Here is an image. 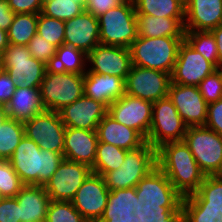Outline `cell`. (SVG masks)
Masks as SVG:
<instances>
[{"label": "cell", "instance_id": "6da1fadb", "mask_svg": "<svg viewBox=\"0 0 222 222\" xmlns=\"http://www.w3.org/2000/svg\"><path fill=\"white\" fill-rule=\"evenodd\" d=\"M135 190L141 222H182L183 196L158 167L141 179Z\"/></svg>", "mask_w": 222, "mask_h": 222}, {"label": "cell", "instance_id": "7a4b0ae2", "mask_svg": "<svg viewBox=\"0 0 222 222\" xmlns=\"http://www.w3.org/2000/svg\"><path fill=\"white\" fill-rule=\"evenodd\" d=\"M157 167L183 197L196 192L206 177L184 141L158 147Z\"/></svg>", "mask_w": 222, "mask_h": 222}, {"label": "cell", "instance_id": "3957f363", "mask_svg": "<svg viewBox=\"0 0 222 222\" xmlns=\"http://www.w3.org/2000/svg\"><path fill=\"white\" fill-rule=\"evenodd\" d=\"M63 159V154L41 149L24 135L8 161L24 185L44 186Z\"/></svg>", "mask_w": 222, "mask_h": 222}, {"label": "cell", "instance_id": "277c9868", "mask_svg": "<svg viewBox=\"0 0 222 222\" xmlns=\"http://www.w3.org/2000/svg\"><path fill=\"white\" fill-rule=\"evenodd\" d=\"M184 37H137L130 45L132 65L172 74Z\"/></svg>", "mask_w": 222, "mask_h": 222}, {"label": "cell", "instance_id": "5b68a950", "mask_svg": "<svg viewBox=\"0 0 222 222\" xmlns=\"http://www.w3.org/2000/svg\"><path fill=\"white\" fill-rule=\"evenodd\" d=\"M98 24L101 44L129 48L138 37L137 14L133 0H126L108 10L98 17Z\"/></svg>", "mask_w": 222, "mask_h": 222}, {"label": "cell", "instance_id": "8992f818", "mask_svg": "<svg viewBox=\"0 0 222 222\" xmlns=\"http://www.w3.org/2000/svg\"><path fill=\"white\" fill-rule=\"evenodd\" d=\"M156 167L157 149L146 142L137 149L128 150L121 166L106 173L103 178L110 191L136 187Z\"/></svg>", "mask_w": 222, "mask_h": 222}, {"label": "cell", "instance_id": "52a82bcc", "mask_svg": "<svg viewBox=\"0 0 222 222\" xmlns=\"http://www.w3.org/2000/svg\"><path fill=\"white\" fill-rule=\"evenodd\" d=\"M40 94L44 108L58 112L84 94V75L48 67L41 82Z\"/></svg>", "mask_w": 222, "mask_h": 222}, {"label": "cell", "instance_id": "ba28073f", "mask_svg": "<svg viewBox=\"0 0 222 222\" xmlns=\"http://www.w3.org/2000/svg\"><path fill=\"white\" fill-rule=\"evenodd\" d=\"M0 68L9 74L16 87L40 88L48 66L33 58L27 46L9 44L0 56Z\"/></svg>", "mask_w": 222, "mask_h": 222}, {"label": "cell", "instance_id": "9c48e42d", "mask_svg": "<svg viewBox=\"0 0 222 222\" xmlns=\"http://www.w3.org/2000/svg\"><path fill=\"white\" fill-rule=\"evenodd\" d=\"M183 141L205 175H222V136L206 126L187 127Z\"/></svg>", "mask_w": 222, "mask_h": 222}, {"label": "cell", "instance_id": "30bf717a", "mask_svg": "<svg viewBox=\"0 0 222 222\" xmlns=\"http://www.w3.org/2000/svg\"><path fill=\"white\" fill-rule=\"evenodd\" d=\"M187 126L167 96L153 103L152 121L146 142L155 149L167 142L183 141Z\"/></svg>", "mask_w": 222, "mask_h": 222}, {"label": "cell", "instance_id": "8fae6325", "mask_svg": "<svg viewBox=\"0 0 222 222\" xmlns=\"http://www.w3.org/2000/svg\"><path fill=\"white\" fill-rule=\"evenodd\" d=\"M24 134L41 149L63 154L66 126L57 111L45 110L23 122Z\"/></svg>", "mask_w": 222, "mask_h": 222}, {"label": "cell", "instance_id": "7c38bea8", "mask_svg": "<svg viewBox=\"0 0 222 222\" xmlns=\"http://www.w3.org/2000/svg\"><path fill=\"white\" fill-rule=\"evenodd\" d=\"M124 82L125 94L154 103L168 96L171 74L132 65Z\"/></svg>", "mask_w": 222, "mask_h": 222}, {"label": "cell", "instance_id": "4fadbf2b", "mask_svg": "<svg viewBox=\"0 0 222 222\" xmlns=\"http://www.w3.org/2000/svg\"><path fill=\"white\" fill-rule=\"evenodd\" d=\"M91 173L88 165L63 159L44 188L50 200L71 202Z\"/></svg>", "mask_w": 222, "mask_h": 222}, {"label": "cell", "instance_id": "5bb4252c", "mask_svg": "<svg viewBox=\"0 0 222 222\" xmlns=\"http://www.w3.org/2000/svg\"><path fill=\"white\" fill-rule=\"evenodd\" d=\"M153 103L128 94L108 107V114L117 122L138 131L147 139L152 121Z\"/></svg>", "mask_w": 222, "mask_h": 222}, {"label": "cell", "instance_id": "9a60e30c", "mask_svg": "<svg viewBox=\"0 0 222 222\" xmlns=\"http://www.w3.org/2000/svg\"><path fill=\"white\" fill-rule=\"evenodd\" d=\"M109 192L103 176L91 173L71 202L88 222H98L107 205Z\"/></svg>", "mask_w": 222, "mask_h": 222}, {"label": "cell", "instance_id": "2e32d148", "mask_svg": "<svg viewBox=\"0 0 222 222\" xmlns=\"http://www.w3.org/2000/svg\"><path fill=\"white\" fill-rule=\"evenodd\" d=\"M217 69L213 63L206 60L183 40L171 74V82L185 86H198L202 80Z\"/></svg>", "mask_w": 222, "mask_h": 222}, {"label": "cell", "instance_id": "e0dca14e", "mask_svg": "<svg viewBox=\"0 0 222 222\" xmlns=\"http://www.w3.org/2000/svg\"><path fill=\"white\" fill-rule=\"evenodd\" d=\"M168 97L187 127L205 126L208 104L200 94L198 86L170 83Z\"/></svg>", "mask_w": 222, "mask_h": 222}, {"label": "cell", "instance_id": "ac0fdd59", "mask_svg": "<svg viewBox=\"0 0 222 222\" xmlns=\"http://www.w3.org/2000/svg\"><path fill=\"white\" fill-rule=\"evenodd\" d=\"M87 69L102 75H115L124 81L132 62L129 48L99 43L89 54ZM90 64V65H89Z\"/></svg>", "mask_w": 222, "mask_h": 222}, {"label": "cell", "instance_id": "d6986e66", "mask_svg": "<svg viewBox=\"0 0 222 222\" xmlns=\"http://www.w3.org/2000/svg\"><path fill=\"white\" fill-rule=\"evenodd\" d=\"M58 112L66 127L96 130L99 122L107 114L108 107L83 94Z\"/></svg>", "mask_w": 222, "mask_h": 222}, {"label": "cell", "instance_id": "ffe728a7", "mask_svg": "<svg viewBox=\"0 0 222 222\" xmlns=\"http://www.w3.org/2000/svg\"><path fill=\"white\" fill-rule=\"evenodd\" d=\"M98 18L87 11L65 21L64 44L89 54L99 43Z\"/></svg>", "mask_w": 222, "mask_h": 222}, {"label": "cell", "instance_id": "44dd1931", "mask_svg": "<svg viewBox=\"0 0 222 222\" xmlns=\"http://www.w3.org/2000/svg\"><path fill=\"white\" fill-rule=\"evenodd\" d=\"M98 222H141L140 199L135 187L110 191Z\"/></svg>", "mask_w": 222, "mask_h": 222}, {"label": "cell", "instance_id": "7402d4cb", "mask_svg": "<svg viewBox=\"0 0 222 222\" xmlns=\"http://www.w3.org/2000/svg\"><path fill=\"white\" fill-rule=\"evenodd\" d=\"M98 136L96 130L66 127L64 159L93 167L96 158Z\"/></svg>", "mask_w": 222, "mask_h": 222}, {"label": "cell", "instance_id": "603a6c76", "mask_svg": "<svg viewBox=\"0 0 222 222\" xmlns=\"http://www.w3.org/2000/svg\"><path fill=\"white\" fill-rule=\"evenodd\" d=\"M222 24V0H190L185 6V31H211Z\"/></svg>", "mask_w": 222, "mask_h": 222}, {"label": "cell", "instance_id": "cb8c5ba5", "mask_svg": "<svg viewBox=\"0 0 222 222\" xmlns=\"http://www.w3.org/2000/svg\"><path fill=\"white\" fill-rule=\"evenodd\" d=\"M96 133L98 142L112 144L124 150H134L146 143L136 130L117 122L108 113L99 122Z\"/></svg>", "mask_w": 222, "mask_h": 222}, {"label": "cell", "instance_id": "d4e9b609", "mask_svg": "<svg viewBox=\"0 0 222 222\" xmlns=\"http://www.w3.org/2000/svg\"><path fill=\"white\" fill-rule=\"evenodd\" d=\"M182 210L222 212V175H206L196 192L183 197Z\"/></svg>", "mask_w": 222, "mask_h": 222}, {"label": "cell", "instance_id": "484cf974", "mask_svg": "<svg viewBox=\"0 0 222 222\" xmlns=\"http://www.w3.org/2000/svg\"><path fill=\"white\" fill-rule=\"evenodd\" d=\"M125 94V82L122 78L90 72L84 74V95L110 106Z\"/></svg>", "mask_w": 222, "mask_h": 222}, {"label": "cell", "instance_id": "4316f807", "mask_svg": "<svg viewBox=\"0 0 222 222\" xmlns=\"http://www.w3.org/2000/svg\"><path fill=\"white\" fill-rule=\"evenodd\" d=\"M20 222H45L50 198L44 186L24 185L15 196Z\"/></svg>", "mask_w": 222, "mask_h": 222}, {"label": "cell", "instance_id": "83f0119b", "mask_svg": "<svg viewBox=\"0 0 222 222\" xmlns=\"http://www.w3.org/2000/svg\"><path fill=\"white\" fill-rule=\"evenodd\" d=\"M8 118L21 122L31 119L46 109L43 106L40 88L16 87L9 103L6 105Z\"/></svg>", "mask_w": 222, "mask_h": 222}, {"label": "cell", "instance_id": "f1b7e54d", "mask_svg": "<svg viewBox=\"0 0 222 222\" xmlns=\"http://www.w3.org/2000/svg\"><path fill=\"white\" fill-rule=\"evenodd\" d=\"M185 18H161L147 14H137L139 37H184Z\"/></svg>", "mask_w": 222, "mask_h": 222}, {"label": "cell", "instance_id": "f546056e", "mask_svg": "<svg viewBox=\"0 0 222 222\" xmlns=\"http://www.w3.org/2000/svg\"><path fill=\"white\" fill-rule=\"evenodd\" d=\"M88 54L84 51L62 44L56 50L51 67L58 71L84 75L87 71Z\"/></svg>", "mask_w": 222, "mask_h": 222}, {"label": "cell", "instance_id": "4dcf8cb0", "mask_svg": "<svg viewBox=\"0 0 222 222\" xmlns=\"http://www.w3.org/2000/svg\"><path fill=\"white\" fill-rule=\"evenodd\" d=\"M136 14L161 18H185V7L178 0H133Z\"/></svg>", "mask_w": 222, "mask_h": 222}, {"label": "cell", "instance_id": "1f68e13d", "mask_svg": "<svg viewBox=\"0 0 222 222\" xmlns=\"http://www.w3.org/2000/svg\"><path fill=\"white\" fill-rule=\"evenodd\" d=\"M127 151L112 144L98 142L92 173L104 176L112 170H117L125 160Z\"/></svg>", "mask_w": 222, "mask_h": 222}, {"label": "cell", "instance_id": "d6a6232c", "mask_svg": "<svg viewBox=\"0 0 222 222\" xmlns=\"http://www.w3.org/2000/svg\"><path fill=\"white\" fill-rule=\"evenodd\" d=\"M39 14H15L7 30L9 44L26 46L37 33Z\"/></svg>", "mask_w": 222, "mask_h": 222}, {"label": "cell", "instance_id": "836d02e7", "mask_svg": "<svg viewBox=\"0 0 222 222\" xmlns=\"http://www.w3.org/2000/svg\"><path fill=\"white\" fill-rule=\"evenodd\" d=\"M24 124L7 118L0 126V160H8L24 136Z\"/></svg>", "mask_w": 222, "mask_h": 222}, {"label": "cell", "instance_id": "e575fe53", "mask_svg": "<svg viewBox=\"0 0 222 222\" xmlns=\"http://www.w3.org/2000/svg\"><path fill=\"white\" fill-rule=\"evenodd\" d=\"M184 40L218 68V48L211 31H185Z\"/></svg>", "mask_w": 222, "mask_h": 222}, {"label": "cell", "instance_id": "d590c367", "mask_svg": "<svg viewBox=\"0 0 222 222\" xmlns=\"http://www.w3.org/2000/svg\"><path fill=\"white\" fill-rule=\"evenodd\" d=\"M84 4L76 0H43L41 13L51 18L67 21L80 15Z\"/></svg>", "mask_w": 222, "mask_h": 222}, {"label": "cell", "instance_id": "8d00e7d4", "mask_svg": "<svg viewBox=\"0 0 222 222\" xmlns=\"http://www.w3.org/2000/svg\"><path fill=\"white\" fill-rule=\"evenodd\" d=\"M37 33L58 48L64 44L65 22L40 12L37 21Z\"/></svg>", "mask_w": 222, "mask_h": 222}, {"label": "cell", "instance_id": "74e56055", "mask_svg": "<svg viewBox=\"0 0 222 222\" xmlns=\"http://www.w3.org/2000/svg\"><path fill=\"white\" fill-rule=\"evenodd\" d=\"M45 222H88L72 202L50 201Z\"/></svg>", "mask_w": 222, "mask_h": 222}, {"label": "cell", "instance_id": "f35d334b", "mask_svg": "<svg viewBox=\"0 0 222 222\" xmlns=\"http://www.w3.org/2000/svg\"><path fill=\"white\" fill-rule=\"evenodd\" d=\"M24 186L8 160H0V195L15 197Z\"/></svg>", "mask_w": 222, "mask_h": 222}, {"label": "cell", "instance_id": "ab89813d", "mask_svg": "<svg viewBox=\"0 0 222 222\" xmlns=\"http://www.w3.org/2000/svg\"><path fill=\"white\" fill-rule=\"evenodd\" d=\"M26 46L33 58L51 67L56 55V46L43 39L38 33Z\"/></svg>", "mask_w": 222, "mask_h": 222}, {"label": "cell", "instance_id": "60d3db41", "mask_svg": "<svg viewBox=\"0 0 222 222\" xmlns=\"http://www.w3.org/2000/svg\"><path fill=\"white\" fill-rule=\"evenodd\" d=\"M198 88L207 104L220 100L222 98V69L218 68L209 74L200 82Z\"/></svg>", "mask_w": 222, "mask_h": 222}, {"label": "cell", "instance_id": "b9f144b4", "mask_svg": "<svg viewBox=\"0 0 222 222\" xmlns=\"http://www.w3.org/2000/svg\"><path fill=\"white\" fill-rule=\"evenodd\" d=\"M19 203L15 197H5L0 201V222H20Z\"/></svg>", "mask_w": 222, "mask_h": 222}, {"label": "cell", "instance_id": "7bdbcfd3", "mask_svg": "<svg viewBox=\"0 0 222 222\" xmlns=\"http://www.w3.org/2000/svg\"><path fill=\"white\" fill-rule=\"evenodd\" d=\"M182 222H222V212L182 210Z\"/></svg>", "mask_w": 222, "mask_h": 222}, {"label": "cell", "instance_id": "ee69618b", "mask_svg": "<svg viewBox=\"0 0 222 222\" xmlns=\"http://www.w3.org/2000/svg\"><path fill=\"white\" fill-rule=\"evenodd\" d=\"M205 126L222 136V98L208 104Z\"/></svg>", "mask_w": 222, "mask_h": 222}, {"label": "cell", "instance_id": "f6af8a7d", "mask_svg": "<svg viewBox=\"0 0 222 222\" xmlns=\"http://www.w3.org/2000/svg\"><path fill=\"white\" fill-rule=\"evenodd\" d=\"M10 9L15 14H39L42 11L43 0H7Z\"/></svg>", "mask_w": 222, "mask_h": 222}, {"label": "cell", "instance_id": "bcb514c9", "mask_svg": "<svg viewBox=\"0 0 222 222\" xmlns=\"http://www.w3.org/2000/svg\"><path fill=\"white\" fill-rule=\"evenodd\" d=\"M125 1L126 0H86L84 9L98 18L108 10L119 6Z\"/></svg>", "mask_w": 222, "mask_h": 222}, {"label": "cell", "instance_id": "7dc6e473", "mask_svg": "<svg viewBox=\"0 0 222 222\" xmlns=\"http://www.w3.org/2000/svg\"><path fill=\"white\" fill-rule=\"evenodd\" d=\"M15 89L14 80L0 68V105L6 106L9 103Z\"/></svg>", "mask_w": 222, "mask_h": 222}, {"label": "cell", "instance_id": "c3c4849f", "mask_svg": "<svg viewBox=\"0 0 222 222\" xmlns=\"http://www.w3.org/2000/svg\"><path fill=\"white\" fill-rule=\"evenodd\" d=\"M15 13L10 9L7 0H0V28L8 30L13 22Z\"/></svg>", "mask_w": 222, "mask_h": 222}, {"label": "cell", "instance_id": "681fc988", "mask_svg": "<svg viewBox=\"0 0 222 222\" xmlns=\"http://www.w3.org/2000/svg\"><path fill=\"white\" fill-rule=\"evenodd\" d=\"M218 48V68L222 69V24L211 30Z\"/></svg>", "mask_w": 222, "mask_h": 222}, {"label": "cell", "instance_id": "f907efd6", "mask_svg": "<svg viewBox=\"0 0 222 222\" xmlns=\"http://www.w3.org/2000/svg\"><path fill=\"white\" fill-rule=\"evenodd\" d=\"M8 46H9V40H8L7 31L0 28V56L5 52Z\"/></svg>", "mask_w": 222, "mask_h": 222}, {"label": "cell", "instance_id": "816d5d0a", "mask_svg": "<svg viewBox=\"0 0 222 222\" xmlns=\"http://www.w3.org/2000/svg\"><path fill=\"white\" fill-rule=\"evenodd\" d=\"M8 118V112L6 106L0 105V126Z\"/></svg>", "mask_w": 222, "mask_h": 222}, {"label": "cell", "instance_id": "f5cc1de1", "mask_svg": "<svg viewBox=\"0 0 222 222\" xmlns=\"http://www.w3.org/2000/svg\"><path fill=\"white\" fill-rule=\"evenodd\" d=\"M184 7L190 0H178Z\"/></svg>", "mask_w": 222, "mask_h": 222}, {"label": "cell", "instance_id": "db71d44e", "mask_svg": "<svg viewBox=\"0 0 222 222\" xmlns=\"http://www.w3.org/2000/svg\"><path fill=\"white\" fill-rule=\"evenodd\" d=\"M76 1H80V2H82L83 4H85V1H86V0H76Z\"/></svg>", "mask_w": 222, "mask_h": 222}]
</instances>
